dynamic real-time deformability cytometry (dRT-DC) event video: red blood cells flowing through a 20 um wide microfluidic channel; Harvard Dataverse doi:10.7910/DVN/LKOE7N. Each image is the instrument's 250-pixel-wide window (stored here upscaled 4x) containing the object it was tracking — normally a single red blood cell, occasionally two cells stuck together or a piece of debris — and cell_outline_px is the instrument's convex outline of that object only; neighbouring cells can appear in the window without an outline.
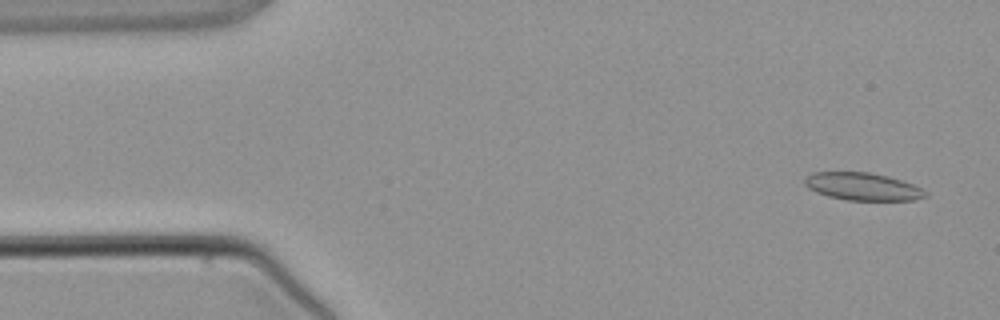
{"species": "common noctule bat (a hibernating species)", "species_latin": "Nyctalus noctula", "temperature_condition": "warm", "stored_images_in_passage": 4, "camera_frame_rate_fps": 3000, "um_per_image_px": 0.085, "animal": {"sex": "male", "body_mass_g": 21.5, "forearm_length_mm": 52.0}, "frame": {"image": 1, "passage_image": 1, "time_ms": 0.0, "image_size_px": [1000, 320], "cell_outline_px": [[928, 196], [916, 200], [848, 200], [828, 196], [816, 192], [808, 188], [804, 184], [804, 176], [812, 172], [868, 172], [888, 176], [912, 184], [928, 192]], "centroid_in_image_um": [73.3, 15.85], "position_along_channel_um": 11.7, "area_um2": 19.48}}
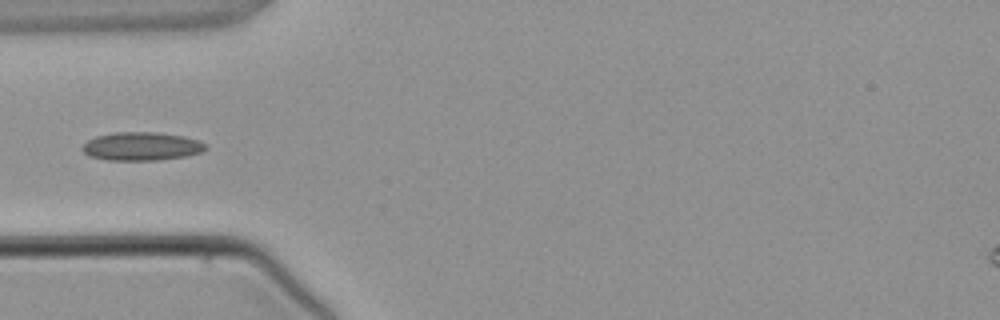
{"frame": {"image": 2, "passage_image": 4, "time_ms": 3.667, "image_size_px": [1000, 320], "cell_outline_px": [[208, 148], [200, 152], [184, 156], [156, 160], [108, 160], [88, 156], [80, 148], [88, 140], [96, 136], [112, 132], [156, 132], [184, 136], [208, 144]], "centroid_in_image_um": [12.01, 12.43], "position_along_channel_um": 73.0, "area_um2": 20.4}}